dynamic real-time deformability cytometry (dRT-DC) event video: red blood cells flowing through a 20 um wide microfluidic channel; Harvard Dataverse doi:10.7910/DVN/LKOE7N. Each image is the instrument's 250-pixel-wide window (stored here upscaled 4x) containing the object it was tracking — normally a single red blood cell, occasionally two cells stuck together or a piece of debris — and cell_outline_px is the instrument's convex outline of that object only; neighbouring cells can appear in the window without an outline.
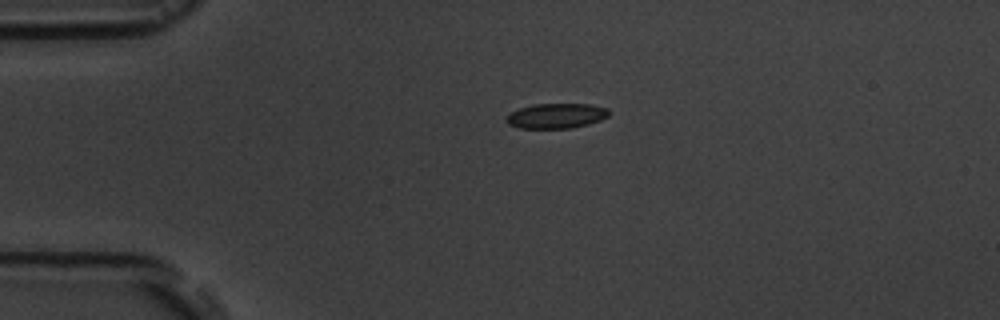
{"species": "common noctule bat (a hibernating species)", "species_latin": "Nyctalus noctula", "temperature_condition": "room temperature", "stored_images_in_passage": 6, "camera_frame_rate_fps": 3000, "um_per_image_px": 0.085, "animal": {"sex": "male", "body_mass_g": 19.5, "forearm_length_mm": 54.6}, "frame": {"image": 1, "passage_image": 6, "time_ms": 5.667, "image_size_px": [1000, 320], "cell_outline_px": [[612, 112], [608, 116], [600, 120], [588, 124], [572, 128], [520, 128], [508, 124], [504, 120], [512, 112], [520, 108], [536, 104], [592, 104], [608, 108]], "centroid_in_image_um": [47.33, 9.84], "position_along_channel_um": 37.7, "area_um2": 14.97}}